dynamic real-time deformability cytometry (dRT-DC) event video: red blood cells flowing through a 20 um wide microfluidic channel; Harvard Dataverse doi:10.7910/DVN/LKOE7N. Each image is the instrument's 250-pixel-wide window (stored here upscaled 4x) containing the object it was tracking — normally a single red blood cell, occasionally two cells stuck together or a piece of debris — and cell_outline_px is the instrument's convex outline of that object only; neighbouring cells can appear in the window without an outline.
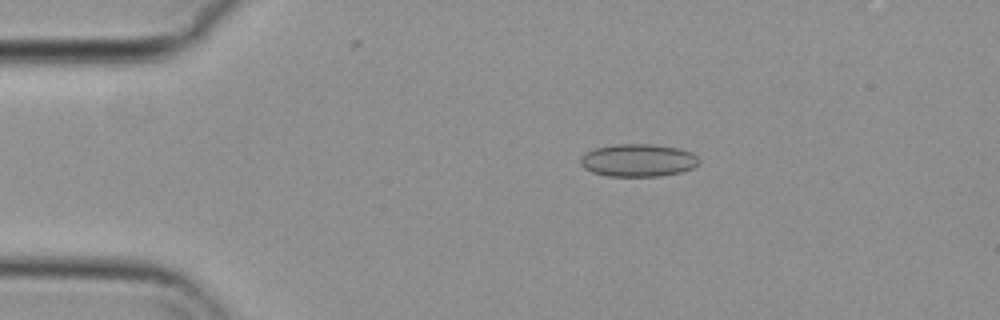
{"species": "common noctule bat (a hibernating species)", "species_latin": "Nyctalus noctula", "temperature_condition": "cold", "stored_images_in_passage": 55, "camera_frame_rate_fps": 3000, "um_per_image_px": 0.085, "animal": {"sex": "female", "body_mass_g": 29.2, "forearm_length_mm": 56.3}, "frame": {"image": 1, "passage_image": 10, "time_ms": 3.0, "image_size_px": [1000, 320], "cell_outline_px": [[700, 164], [692, 168], [680, 172], [660, 176], [608, 176], [592, 172], [584, 168], [580, 164], [580, 156], [596, 148], [616, 144], [652, 144], [680, 148], [692, 152], [700, 160]], "centroid_in_image_um": [54.26, 13.62], "position_along_channel_um": 30.7, "area_um2": 22.66}}
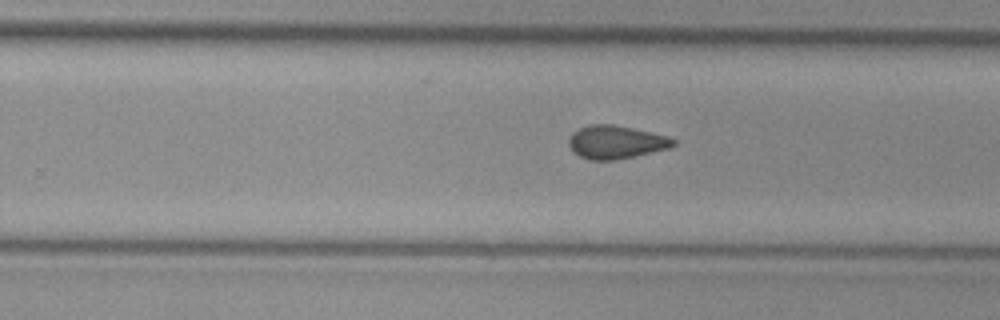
{"frame": {"image": 2, "passage_image": 34, "time_ms": 11.0, "image_size_px": [1000, 320], "cell_outline_px": [[676, 144], [672, 148], [616, 160], [588, 160], [580, 156], [568, 144], [568, 140], [572, 132], [588, 124], [612, 124], [632, 128], [668, 136], [676, 140]], "centroid_in_image_um": [52.38, 12.08], "position_along_channel_um": 277.4, "area_um2": 20.29}}
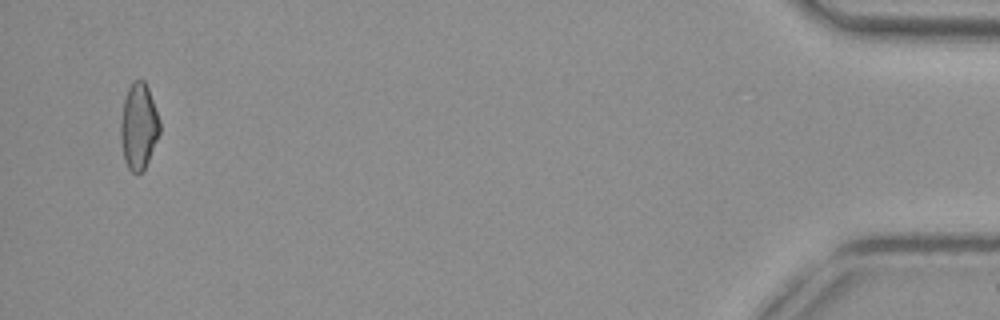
{"frame": {"image": 3, "passage_image": 53, "time_ms": 17.333, "image_size_px": [1000, 320], "cell_outline_px": [[160, 132], [148, 160], [144, 168], [140, 172], [132, 172], [128, 168], [124, 160], [120, 140], [120, 120], [124, 100], [128, 88], [132, 80], [144, 80], [148, 88], [160, 120]], "centroid_in_image_um": [11.77, 10.72], "position_along_channel_um": 423.4, "area_um2": 19.54}, "authors_computed_cell_mechanics": {"area_um2": 20.2878, "velocity_mm_per_s": 3.7061, "shape_relaxation_time_tau1_ms": null, "shape_relaxation_time_tau2_ms": 2.3066, "deformation_change_tau1": null, "deformation_change_tau2": 0.0823}}